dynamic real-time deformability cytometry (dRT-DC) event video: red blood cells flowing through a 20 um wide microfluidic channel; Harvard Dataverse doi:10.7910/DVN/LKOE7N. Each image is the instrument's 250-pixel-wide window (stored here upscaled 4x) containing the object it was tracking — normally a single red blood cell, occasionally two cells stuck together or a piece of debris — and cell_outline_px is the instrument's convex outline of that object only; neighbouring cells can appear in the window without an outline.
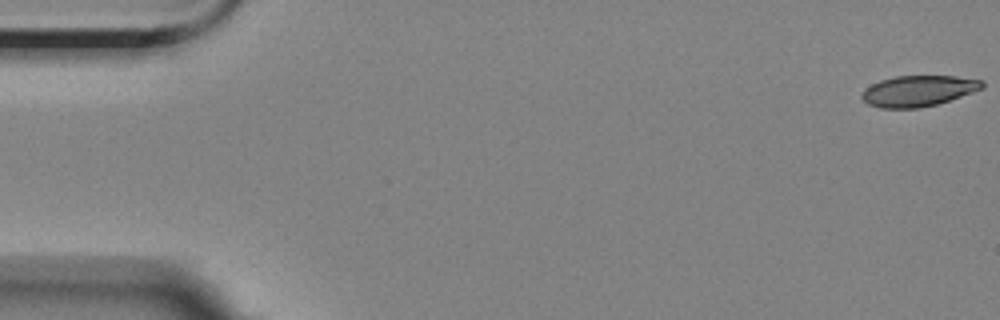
{"species": "Egyptian fruit bat (a non-hibernating species)", "species_latin": "Rousettus aegyptiacus", "temperature_condition": "room temperature", "stored_images_in_passage": 56, "camera_frame_rate_fps": 3000, "um_per_image_px": 0.085, "animal": {"sex": "female"}, "frame": {"image": 1, "passage_image": 1, "time_ms": 0.0, "image_size_px": [1000, 320], "cell_outline_px": [[984, 88], [936, 104], [920, 108], [880, 108], [868, 104], [860, 96], [872, 84], [880, 80], [896, 76], [956, 76], [984, 80]], "centroid_in_image_um": [78.08, 7.72], "position_along_channel_um": 6.9, "area_um2": 21.44}}
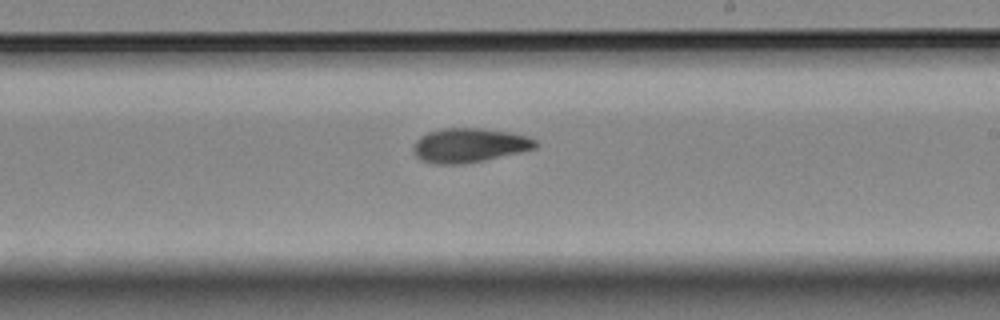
{"frame": {"image": 2, "passage_image": 33, "time_ms": 10.667, "image_size_px": [1000, 320], "cell_outline_px": [[536, 148], [484, 160], [460, 164], [436, 164], [420, 160], [412, 152], [412, 144], [420, 136], [428, 132], [444, 128], [480, 128], [512, 132], [528, 136], [536, 140]], "centroid_in_image_um": [39.84, 12.34], "position_along_channel_um": 249.2, "area_um2": 24.45}}
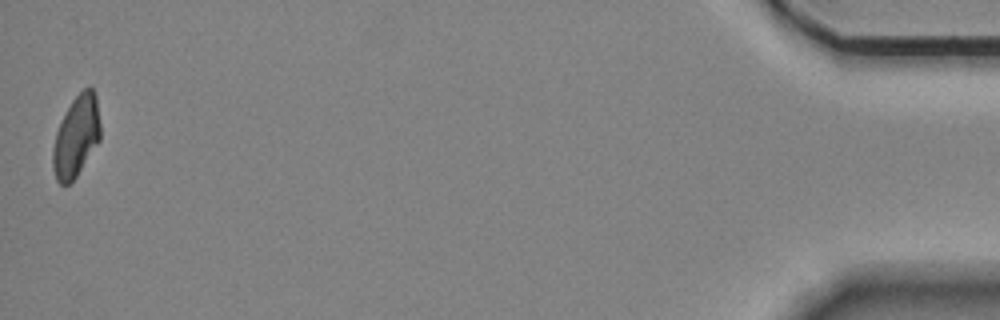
{"frame": {"image": 3, "passage_image": 56, "time_ms": 18.333, "image_size_px": [1000, 320], "cell_outline_px": [[100, 140], [76, 176], [68, 184], [60, 184], [56, 180], [52, 168], [52, 148], [56, 132], [72, 100], [88, 84], [92, 88], [96, 96], [100, 124]], "centroid_in_image_um": [6.47, 11.59], "position_along_channel_um": 428.7, "area_um2": 22.31}, "authors_computed_cell_mechanics": {"area_um2": 23.4668, "velocity_mm_per_s": 3.5507, "shape_relaxation_time_tau1_ms": null, "shape_relaxation_time_tau2_ms": 9.3312, "deformation_change_tau1": null, "deformation_change_tau2": 0.1507}}